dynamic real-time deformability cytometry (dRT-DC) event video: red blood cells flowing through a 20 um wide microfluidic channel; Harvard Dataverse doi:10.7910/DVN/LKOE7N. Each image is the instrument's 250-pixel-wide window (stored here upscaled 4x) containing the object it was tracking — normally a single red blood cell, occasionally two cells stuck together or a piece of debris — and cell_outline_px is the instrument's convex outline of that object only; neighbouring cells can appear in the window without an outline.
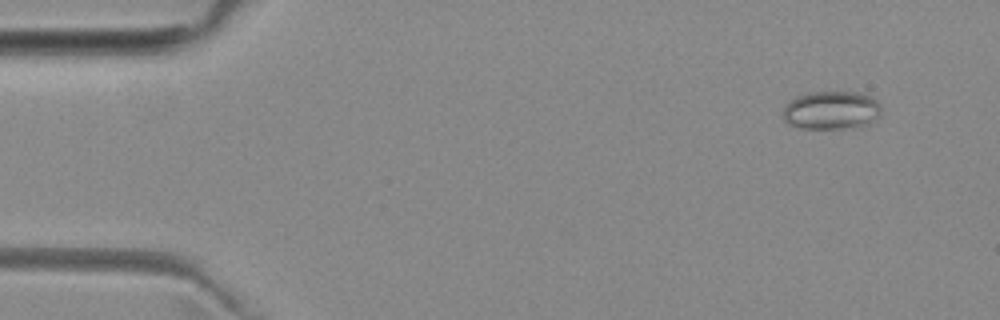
{"species": "common noctule bat (a hibernating species)", "species_latin": "Nyctalus noctula", "temperature_condition": "room temperature", "stored_images_in_passage": 3, "camera_frame_rate_fps": 3000, "um_per_image_px": 0.085, "animal": {"sex": "female", "body_mass_g": 29.2, "forearm_length_mm": 56.3}, "frame": {"image": 1, "passage_image": 1, "time_ms": 0.0, "image_size_px": [1000, 320], "cell_outline_px": [[880, 112], [868, 124], [860, 128], [800, 128], [788, 124], [784, 120], [784, 104], [788, 100], [804, 92], [856, 92], [872, 96], [880, 104]], "centroid_in_image_um": [70.63, 9.36], "position_along_channel_um": 14.4, "area_um2": 22.2}}